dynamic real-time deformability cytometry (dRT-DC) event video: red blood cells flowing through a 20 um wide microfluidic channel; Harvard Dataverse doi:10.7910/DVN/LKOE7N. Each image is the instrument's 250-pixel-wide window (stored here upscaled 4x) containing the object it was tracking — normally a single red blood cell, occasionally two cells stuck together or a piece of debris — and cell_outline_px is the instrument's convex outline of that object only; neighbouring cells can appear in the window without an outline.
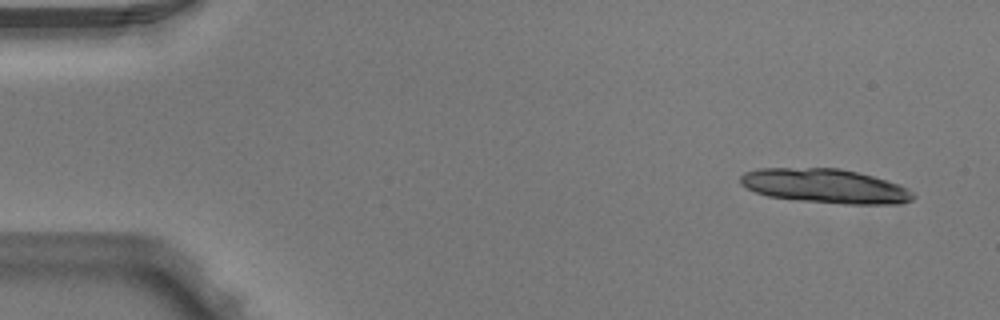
{"species": "Egyptian fruit bat (a non-hibernating species)", "species_latin": "Rousettus aegyptiacus", "temperature_condition": "warm", "stored_images_in_passage": 5, "camera_frame_rate_fps": 3000, "um_per_image_px": 0.085, "animal": {"sex": "male"}, "frame": {"image": 1, "passage_image": 1, "time_ms": 0.0, "image_size_px": [1000, 320], "cell_outline_px": [[916, 196], [912, 200], [900, 204], [844, 204], [800, 200], [768, 196], [756, 192], [740, 184], [740, 176], [744, 172], [756, 168], [840, 168], [888, 180], [900, 184], [908, 188]], "centroid_in_image_um": [70.16, 15.81], "position_along_channel_um": 14.8, "area_um2": 34.62}}